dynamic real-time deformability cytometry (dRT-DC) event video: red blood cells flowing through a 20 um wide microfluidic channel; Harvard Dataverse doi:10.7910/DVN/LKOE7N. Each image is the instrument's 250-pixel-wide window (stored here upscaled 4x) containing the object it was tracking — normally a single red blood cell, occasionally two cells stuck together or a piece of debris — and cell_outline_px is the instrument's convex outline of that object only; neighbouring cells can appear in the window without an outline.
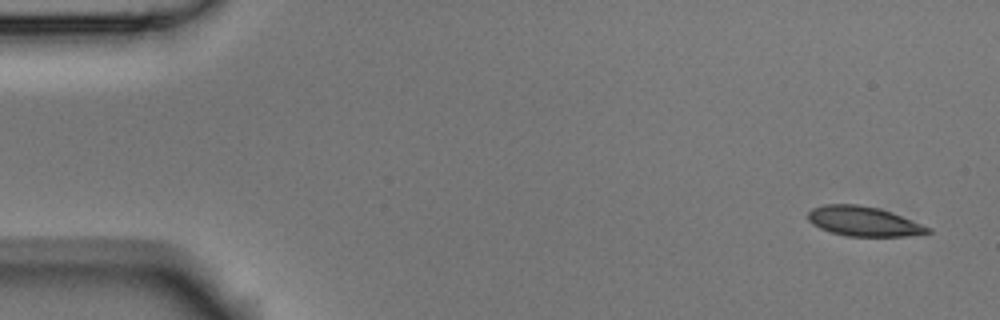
{"species": "Egyptian fruit bat (a non-hibernating species)", "species_latin": "Rousettus aegyptiacus", "temperature_condition": "room temperature", "stored_images_in_passage": 7, "camera_frame_rate_fps": 3000, "um_per_image_px": 0.085, "animal": {"sex": "male"}, "frame": {"image": 1, "passage_image": 1, "time_ms": 0.0, "image_size_px": [1000, 320], "cell_outline_px": [[932, 232], [904, 236], [848, 236], [832, 232], [820, 228], [812, 224], [808, 220], [808, 212], [812, 208], [824, 204], [856, 204], [880, 208], [892, 212], [932, 228]], "centroid_in_image_um": [73.4, 18.8], "position_along_channel_um": 11.6, "area_um2": 20.69}}
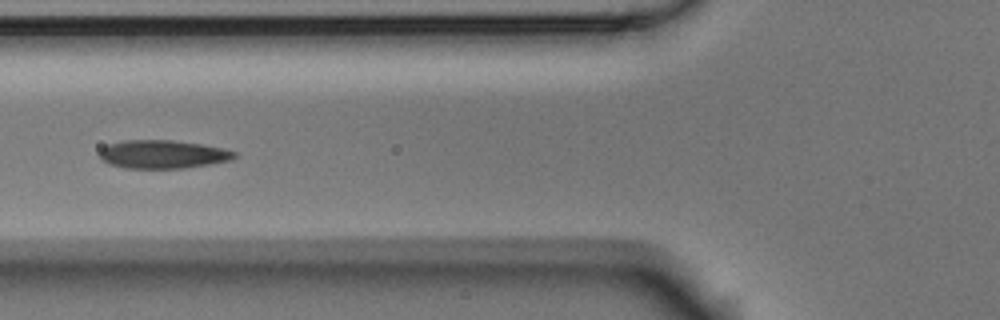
{"frame": {"image": 2, "passage_image": 6, "time_ms": 1.667, "image_size_px": [1000, 320], "cell_outline_px": [[236, 156], [232, 160], [184, 168], [124, 168], [108, 164], [100, 160], [100, 148], [108, 144], [124, 140], [172, 140], [204, 144], [224, 148], [236, 152]], "centroid_in_image_um": [13.82, 13.11], "position_along_channel_um": 112.0, "area_um2": 22.48}}
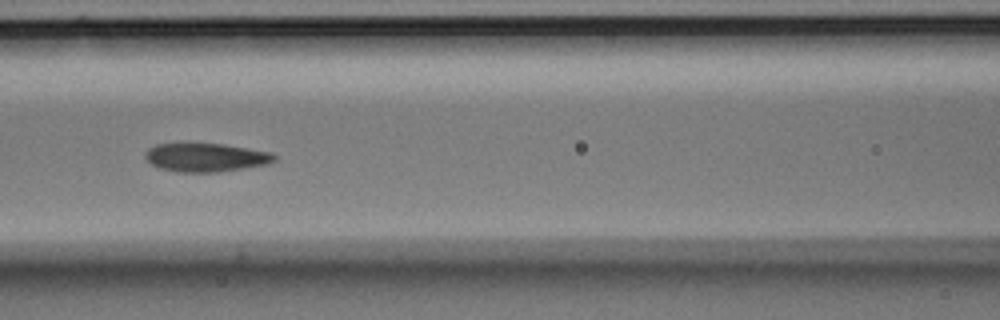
{"frame": {"image": 3, "passage_image": 7, "time_ms": 2.0, "image_size_px": [1000, 320], "cell_outline_px": [[276, 160], [268, 164], [244, 168], [216, 172], [176, 172], [160, 168], [152, 164], [144, 156], [144, 152], [148, 148], [156, 144], [184, 140], [224, 144], [272, 152], [276, 156]], "centroid_in_image_um": [17.44, 13.33], "position_along_channel_um": 149.2, "area_um2": 22.43}}